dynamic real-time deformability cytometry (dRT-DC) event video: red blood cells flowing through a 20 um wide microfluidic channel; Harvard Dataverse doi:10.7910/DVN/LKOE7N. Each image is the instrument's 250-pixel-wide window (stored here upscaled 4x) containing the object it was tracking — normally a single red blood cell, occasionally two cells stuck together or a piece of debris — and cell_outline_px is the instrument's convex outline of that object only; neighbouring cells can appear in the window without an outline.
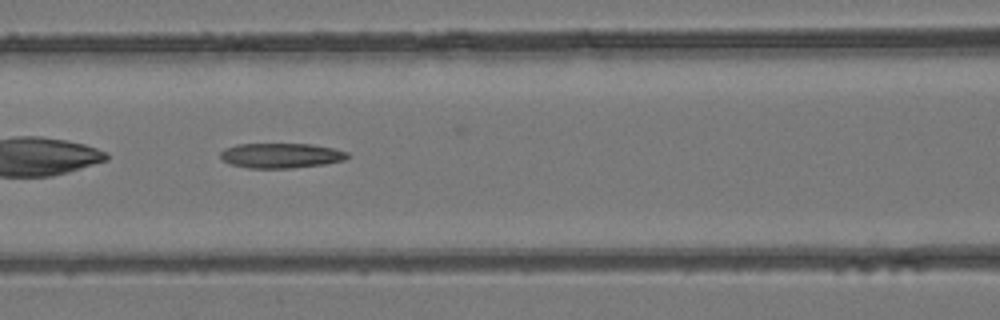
{"species": "common noctule bat (a hibernating species)", "species_latin": "Nyctalus noctula", "temperature_condition": "room temperature", "stored_images_in_passage": 26, "camera_frame_rate_fps": 3000, "um_per_image_px": 0.085, "animal": {"sex": "female", "body_mass_g": 24.6, "forearm_length_mm": 56.2}, "frame": {"image": 1, "passage_image": 18, "time_ms": 5.667, "image_size_px": [1000, 320], "cell_outline_px": [[352, 156], [344, 160], [324, 164], [292, 168], [248, 168], [228, 164], [220, 156], [220, 152], [224, 148], [236, 144], [312, 144], [332, 148], [348, 152]], "centroid_in_image_um": [23.88, 13.22], "position_along_channel_um": 142.7, "area_um2": 18.61}}